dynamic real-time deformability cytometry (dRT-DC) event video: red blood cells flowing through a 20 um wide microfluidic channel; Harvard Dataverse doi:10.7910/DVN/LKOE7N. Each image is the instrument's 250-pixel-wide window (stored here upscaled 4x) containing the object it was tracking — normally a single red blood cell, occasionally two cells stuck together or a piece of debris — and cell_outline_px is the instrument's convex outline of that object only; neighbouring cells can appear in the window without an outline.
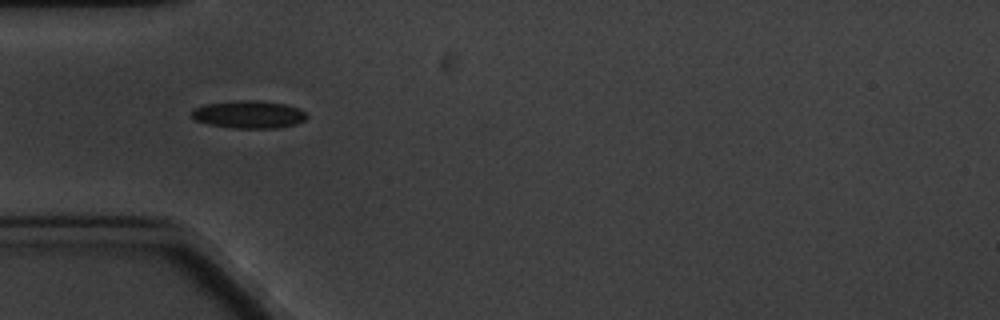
{"species": "common noctule bat (a hibernating species)", "species_latin": "Nyctalus noctula", "temperature_condition": "cold", "stored_images_in_passage": 3, "camera_frame_rate_fps": 3000, "um_per_image_px": 0.085, "animal": {"sex": "male", "body_mass_g": 20.1, "forearm_length_mm": 53.5}, "frame": {"image": 1, "passage_image": 2, "time_ms": 1.333, "image_size_px": [1000, 320], "cell_outline_px": [[308, 116], [304, 120], [296, 124], [276, 128], [232, 128], [208, 124], [196, 120], [192, 116], [192, 112], [196, 108], [204, 104], [236, 100], [256, 100], [284, 104], [296, 108], [304, 112]], "centroid_in_image_um": [21.14, 9.73], "position_along_channel_um": 63.9, "area_um2": 18.38}}